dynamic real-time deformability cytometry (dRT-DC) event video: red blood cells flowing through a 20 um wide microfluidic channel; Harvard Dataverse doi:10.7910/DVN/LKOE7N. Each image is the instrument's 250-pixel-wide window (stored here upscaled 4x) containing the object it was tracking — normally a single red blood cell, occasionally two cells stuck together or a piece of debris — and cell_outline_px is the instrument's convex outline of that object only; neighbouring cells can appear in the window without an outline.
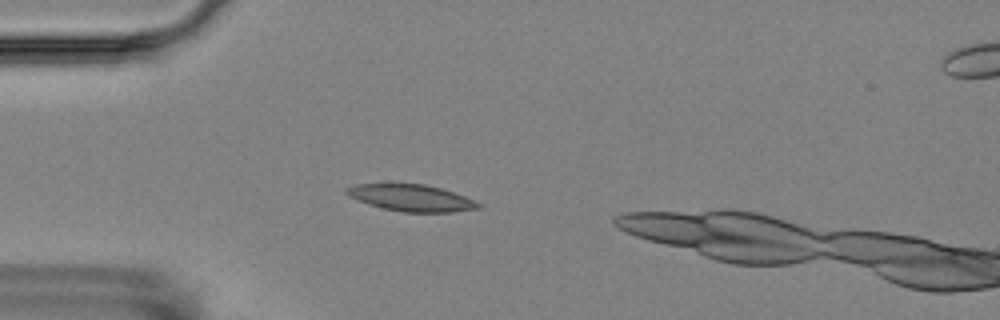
{"species": "Egyptian fruit bat (a non-hibernating species)", "species_latin": "Rousettus aegyptiacus", "temperature_condition": "room temperature", "stored_images_in_passage": 4, "camera_frame_rate_fps": 3000, "um_per_image_px": 0.085, "animal": {"sex": "female"}, "frame": {"image": 1, "passage_image": 3, "time_ms": 2.333, "image_size_px": [1000, 320], "cell_outline_px": [[484, 204], [480, 208], [452, 212], [400, 212], [368, 204], [348, 196], [344, 192], [344, 188], [356, 184], [424, 184], [440, 188], [464, 196]], "centroid_in_image_um": [34.95, 16.82], "position_along_channel_um": 50.0, "area_um2": 20.46}}